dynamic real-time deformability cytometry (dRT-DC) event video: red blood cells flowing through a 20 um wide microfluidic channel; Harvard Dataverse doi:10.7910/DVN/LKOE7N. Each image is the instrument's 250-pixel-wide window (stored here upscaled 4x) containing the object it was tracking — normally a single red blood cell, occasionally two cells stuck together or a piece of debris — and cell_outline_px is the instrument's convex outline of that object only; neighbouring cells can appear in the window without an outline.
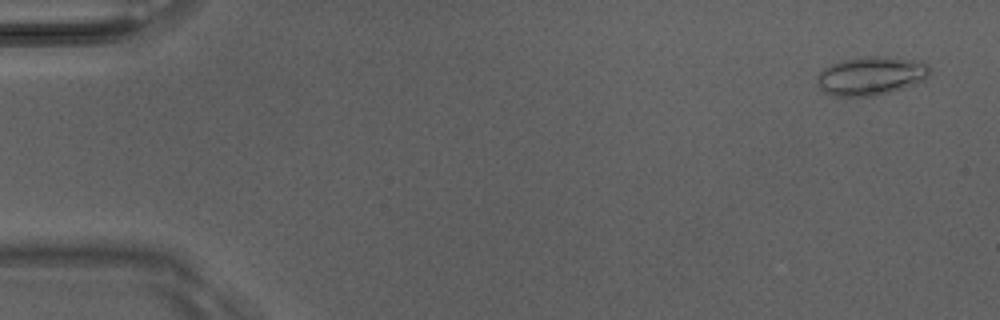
{"species": "Egyptian fruit bat (a non-hibernating species)", "species_latin": "Rousettus aegyptiacus", "temperature_condition": "room temperature", "stored_images_in_passage": 5, "camera_frame_rate_fps": 3000, "um_per_image_px": 0.085, "animal": {"sex": "male"}, "frame": {"image": 1, "passage_image": 1, "time_ms": 0.0, "image_size_px": [1000, 320], "cell_outline_px": [[928, 76], [924, 80], [888, 92], [872, 96], [836, 96], [824, 92], [816, 84], [816, 76], [824, 68], [832, 64], [844, 60], [868, 56], [884, 56], [924, 60], [928, 64]], "centroid_in_image_um": [74.02, 6.43], "position_along_channel_um": 11.0, "area_um2": 25.26}}